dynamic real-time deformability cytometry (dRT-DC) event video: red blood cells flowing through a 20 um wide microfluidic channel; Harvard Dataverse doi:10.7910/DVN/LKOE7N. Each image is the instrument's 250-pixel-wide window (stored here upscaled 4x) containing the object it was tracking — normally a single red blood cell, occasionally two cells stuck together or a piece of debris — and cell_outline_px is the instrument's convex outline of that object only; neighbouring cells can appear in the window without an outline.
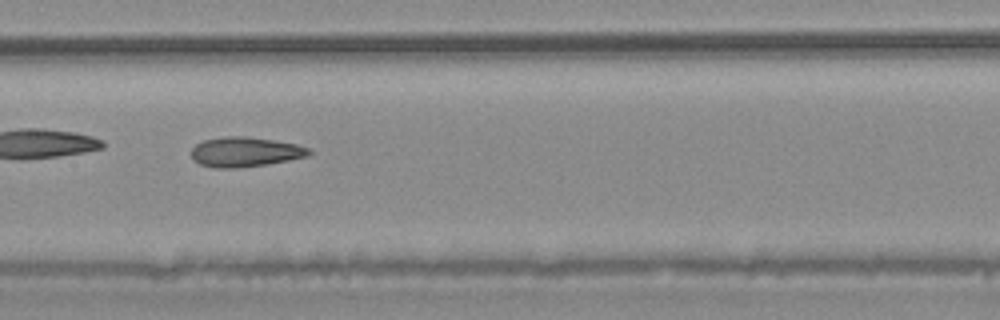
{"species": "common noctule bat (a hibernating species)", "species_latin": "Nyctalus noctula", "temperature_condition": "warm", "stored_images_in_passage": 30, "camera_frame_rate_fps": 3000, "um_per_image_px": 0.085, "animal": {"sex": "male", "body_mass_g": 20.4}, "frame": {"image": 1, "passage_image": 9, "time_ms": 2.667, "image_size_px": [1000, 320], "cell_outline_px": [[312, 152], [308, 156], [288, 160], [240, 168], [212, 168], [200, 164], [192, 160], [192, 148], [196, 144], [204, 140], [224, 136], [248, 136], [296, 144], [308, 148]], "centroid_in_image_um": [20.8, 12.91], "position_along_channel_um": 186.6, "area_um2": 20.4}}